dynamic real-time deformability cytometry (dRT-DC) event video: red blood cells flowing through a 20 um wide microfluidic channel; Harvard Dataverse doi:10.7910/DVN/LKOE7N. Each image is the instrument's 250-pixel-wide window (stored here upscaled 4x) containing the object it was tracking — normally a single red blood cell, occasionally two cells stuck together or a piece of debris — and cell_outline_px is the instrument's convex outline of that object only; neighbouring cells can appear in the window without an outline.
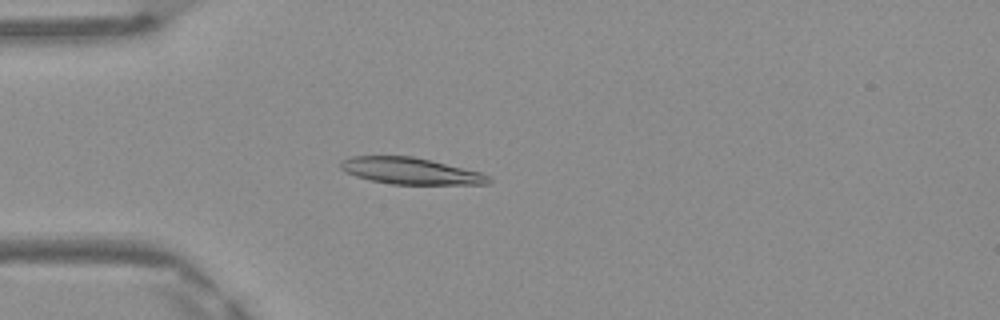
{"species": "Egyptian fruit bat (a non-hibernating species)", "species_latin": "Rousettus aegyptiacus", "temperature_condition": "warm", "stored_images_in_passage": 49, "camera_frame_rate_fps": 3000, "um_per_image_px": 0.085, "frame": {"image": 1, "passage_image": 14, "time_ms": 4.333, "image_size_px": [1000, 320], "cell_outline_px": [[492, 180], [488, 184], [392, 184], [368, 180], [344, 172], [340, 168], [340, 160], [352, 156], [412, 156], [432, 160], [480, 172], [488, 176]], "centroid_in_image_um": [34.85, 14.53], "position_along_channel_um": 50.2, "area_um2": 22.95}}
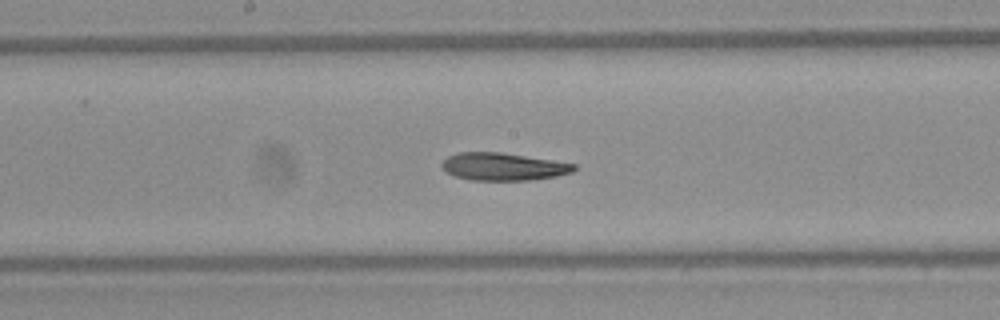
{"frame": {"image": 2, "passage_image": 26, "time_ms": 8.333, "image_size_px": [1000, 320], "cell_outline_px": [[576, 168], [572, 172], [556, 176], [528, 180], [472, 180], [456, 176], [444, 172], [440, 164], [448, 156], [456, 152], [500, 152], [576, 164]], "centroid_in_image_um": [42.72, 14.16], "position_along_channel_um": 205.5, "area_um2": 21.15}}
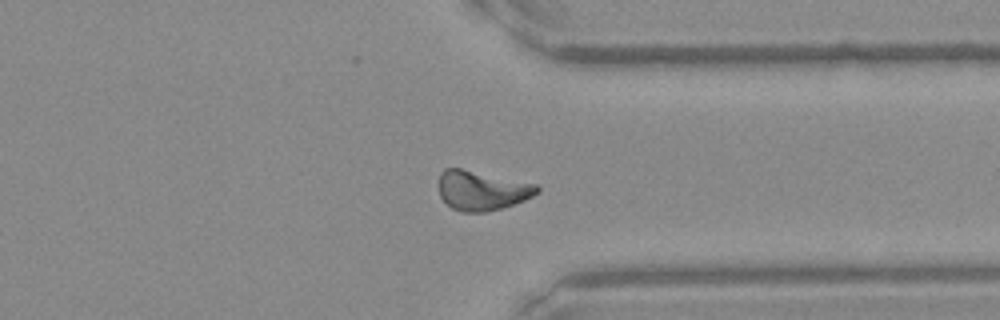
{"frame": {"image": 3, "passage_image": 38, "time_ms": 12.333, "image_size_px": [1000, 320], "cell_outline_px": [[540, 192], [524, 200], [504, 208], [484, 212], [464, 212], [452, 208], [440, 196], [440, 172], [444, 168], [460, 168], [536, 184], [540, 188]], "centroid_in_image_um": [40.97, 16.19], "position_along_channel_um": 370.4, "area_um2": 22.48}, "authors_computed_cell_mechanics": {"area_um2": 22.1952, "velocity_mm_per_s": 4.1726, "shape_relaxation_time_tau1_ms": null, "shape_relaxation_time_tau2_ms": 7.7541, "deformation_change_tau1": null, "deformation_change_tau2": 0.1756}}